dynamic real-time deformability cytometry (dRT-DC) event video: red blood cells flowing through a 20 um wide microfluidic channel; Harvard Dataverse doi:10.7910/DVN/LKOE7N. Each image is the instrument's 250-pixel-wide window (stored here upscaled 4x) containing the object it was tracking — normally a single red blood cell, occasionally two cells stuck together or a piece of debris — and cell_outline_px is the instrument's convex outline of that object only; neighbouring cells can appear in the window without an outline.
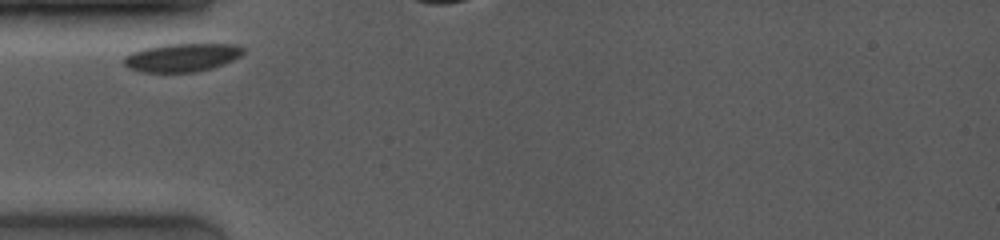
{"species": "common noctule bat (a hibernating species)", "species_latin": "Nyctalus noctula", "temperature_condition": "room temperature", "stored_images_in_passage": 5, "camera_frame_rate_fps": 4000, "um_per_image_px": 0.085, "animal": {"sex": "female", "body_mass_g": 19.0, "forearm_length_mm": 53.3}, "frame": {"image": 1, "passage_image": 1, "time_ms": 0.0, "image_size_px": [1000, 240], "cell_outline_px": [[244, 52], [240, 56], [232, 60], [212, 68], [196, 72], [140, 72], [128, 68], [124, 64], [124, 56], [132, 52], [144, 48], [164, 44], [232, 44], [244, 48]], "centroid_in_image_um": [15.43, 4.89], "position_along_channel_um": 69.6, "area_um2": 19.65}}